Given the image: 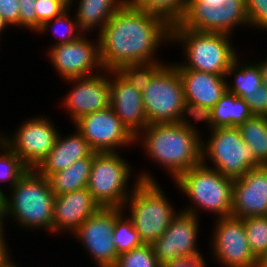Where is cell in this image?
<instances>
[{
  "mask_svg": "<svg viewBox=\"0 0 267 267\" xmlns=\"http://www.w3.org/2000/svg\"><path fill=\"white\" fill-rule=\"evenodd\" d=\"M171 24L128 1L98 32L100 60L105 71H131L162 65L153 58L162 42L171 41Z\"/></svg>",
  "mask_w": 267,
  "mask_h": 267,
  "instance_id": "1",
  "label": "cell"
},
{
  "mask_svg": "<svg viewBox=\"0 0 267 267\" xmlns=\"http://www.w3.org/2000/svg\"><path fill=\"white\" fill-rule=\"evenodd\" d=\"M190 123L186 120L149 124L135 137L142 141L144 151L153 162L162 164L175 180L184 171L202 163L201 135Z\"/></svg>",
  "mask_w": 267,
  "mask_h": 267,
  "instance_id": "2",
  "label": "cell"
},
{
  "mask_svg": "<svg viewBox=\"0 0 267 267\" xmlns=\"http://www.w3.org/2000/svg\"><path fill=\"white\" fill-rule=\"evenodd\" d=\"M140 81L148 124L186 121V106L181 77L175 65H159L131 70ZM186 116V117H184Z\"/></svg>",
  "mask_w": 267,
  "mask_h": 267,
  "instance_id": "3",
  "label": "cell"
},
{
  "mask_svg": "<svg viewBox=\"0 0 267 267\" xmlns=\"http://www.w3.org/2000/svg\"><path fill=\"white\" fill-rule=\"evenodd\" d=\"M11 189V198H3L5 217L12 215L27 229L41 227L52 232L55 194L48 179L36 169H29Z\"/></svg>",
  "mask_w": 267,
  "mask_h": 267,
  "instance_id": "4",
  "label": "cell"
},
{
  "mask_svg": "<svg viewBox=\"0 0 267 267\" xmlns=\"http://www.w3.org/2000/svg\"><path fill=\"white\" fill-rule=\"evenodd\" d=\"M136 178L134 189L122 209L125 211L129 207V218L140 239L144 244H152L168 229L177 214L149 172H142Z\"/></svg>",
  "mask_w": 267,
  "mask_h": 267,
  "instance_id": "5",
  "label": "cell"
},
{
  "mask_svg": "<svg viewBox=\"0 0 267 267\" xmlns=\"http://www.w3.org/2000/svg\"><path fill=\"white\" fill-rule=\"evenodd\" d=\"M231 34L195 31L184 28L179 22L171 26V40L183 43L184 64L177 69H193L226 76L230 65L238 57L229 39Z\"/></svg>",
  "mask_w": 267,
  "mask_h": 267,
  "instance_id": "6",
  "label": "cell"
},
{
  "mask_svg": "<svg viewBox=\"0 0 267 267\" xmlns=\"http://www.w3.org/2000/svg\"><path fill=\"white\" fill-rule=\"evenodd\" d=\"M175 181L194 205L182 211L198 216L196 211L201 208L216 213L218 218L232 216L234 179L201 163L184 171Z\"/></svg>",
  "mask_w": 267,
  "mask_h": 267,
  "instance_id": "7",
  "label": "cell"
},
{
  "mask_svg": "<svg viewBox=\"0 0 267 267\" xmlns=\"http://www.w3.org/2000/svg\"><path fill=\"white\" fill-rule=\"evenodd\" d=\"M131 168L117 152H95L87 189L101 208H120L131 195L127 191Z\"/></svg>",
  "mask_w": 267,
  "mask_h": 267,
  "instance_id": "8",
  "label": "cell"
},
{
  "mask_svg": "<svg viewBox=\"0 0 267 267\" xmlns=\"http://www.w3.org/2000/svg\"><path fill=\"white\" fill-rule=\"evenodd\" d=\"M211 130L212 135L206 144L202 141V164H205L208 158L214 165L207 166L208 168L218 170L225 177L234 180L260 166L237 127Z\"/></svg>",
  "mask_w": 267,
  "mask_h": 267,
  "instance_id": "9",
  "label": "cell"
},
{
  "mask_svg": "<svg viewBox=\"0 0 267 267\" xmlns=\"http://www.w3.org/2000/svg\"><path fill=\"white\" fill-rule=\"evenodd\" d=\"M179 23L184 28L202 32L230 34L234 27L249 25L245 0H228L218 7H209L201 0H187Z\"/></svg>",
  "mask_w": 267,
  "mask_h": 267,
  "instance_id": "10",
  "label": "cell"
},
{
  "mask_svg": "<svg viewBox=\"0 0 267 267\" xmlns=\"http://www.w3.org/2000/svg\"><path fill=\"white\" fill-rule=\"evenodd\" d=\"M110 85V106L129 132L136 137L149 124L143 106L139 78L132 71H105Z\"/></svg>",
  "mask_w": 267,
  "mask_h": 267,
  "instance_id": "11",
  "label": "cell"
},
{
  "mask_svg": "<svg viewBox=\"0 0 267 267\" xmlns=\"http://www.w3.org/2000/svg\"><path fill=\"white\" fill-rule=\"evenodd\" d=\"M9 138L1 137L12 151L30 168L36 169L55 145L58 132L47 117H36L22 123Z\"/></svg>",
  "mask_w": 267,
  "mask_h": 267,
  "instance_id": "12",
  "label": "cell"
},
{
  "mask_svg": "<svg viewBox=\"0 0 267 267\" xmlns=\"http://www.w3.org/2000/svg\"><path fill=\"white\" fill-rule=\"evenodd\" d=\"M74 125L95 152H117L136 142L111 106L80 117Z\"/></svg>",
  "mask_w": 267,
  "mask_h": 267,
  "instance_id": "13",
  "label": "cell"
},
{
  "mask_svg": "<svg viewBox=\"0 0 267 267\" xmlns=\"http://www.w3.org/2000/svg\"><path fill=\"white\" fill-rule=\"evenodd\" d=\"M217 219L211 243L215 259L225 267H261L248 244L243 219L233 216Z\"/></svg>",
  "mask_w": 267,
  "mask_h": 267,
  "instance_id": "14",
  "label": "cell"
},
{
  "mask_svg": "<svg viewBox=\"0 0 267 267\" xmlns=\"http://www.w3.org/2000/svg\"><path fill=\"white\" fill-rule=\"evenodd\" d=\"M198 220V216L194 214L184 211L177 213L168 229L151 244L156 260L160 264L202 256L196 246Z\"/></svg>",
  "mask_w": 267,
  "mask_h": 267,
  "instance_id": "15",
  "label": "cell"
},
{
  "mask_svg": "<svg viewBox=\"0 0 267 267\" xmlns=\"http://www.w3.org/2000/svg\"><path fill=\"white\" fill-rule=\"evenodd\" d=\"M84 35L72 42L53 45L49 50L48 57L62 79L91 76L97 74L92 72L95 69L97 71L103 70L100 60L99 38L94 43V41L87 40Z\"/></svg>",
  "mask_w": 267,
  "mask_h": 267,
  "instance_id": "16",
  "label": "cell"
},
{
  "mask_svg": "<svg viewBox=\"0 0 267 267\" xmlns=\"http://www.w3.org/2000/svg\"><path fill=\"white\" fill-rule=\"evenodd\" d=\"M115 208H100L72 234L88 250L98 267H113L118 259L112 242Z\"/></svg>",
  "mask_w": 267,
  "mask_h": 267,
  "instance_id": "17",
  "label": "cell"
},
{
  "mask_svg": "<svg viewBox=\"0 0 267 267\" xmlns=\"http://www.w3.org/2000/svg\"><path fill=\"white\" fill-rule=\"evenodd\" d=\"M190 116L201 121L227 92L225 76L193 69H177Z\"/></svg>",
  "mask_w": 267,
  "mask_h": 267,
  "instance_id": "18",
  "label": "cell"
},
{
  "mask_svg": "<svg viewBox=\"0 0 267 267\" xmlns=\"http://www.w3.org/2000/svg\"><path fill=\"white\" fill-rule=\"evenodd\" d=\"M99 72L95 75L66 79L75 86L67 94L63 105L73 123L80 117L110 106L109 77Z\"/></svg>",
  "mask_w": 267,
  "mask_h": 267,
  "instance_id": "19",
  "label": "cell"
},
{
  "mask_svg": "<svg viewBox=\"0 0 267 267\" xmlns=\"http://www.w3.org/2000/svg\"><path fill=\"white\" fill-rule=\"evenodd\" d=\"M231 215L244 219L267 216V168H252L233 183Z\"/></svg>",
  "mask_w": 267,
  "mask_h": 267,
  "instance_id": "20",
  "label": "cell"
},
{
  "mask_svg": "<svg viewBox=\"0 0 267 267\" xmlns=\"http://www.w3.org/2000/svg\"><path fill=\"white\" fill-rule=\"evenodd\" d=\"M100 208L87 188L56 195L53 207L52 233L57 234L66 230L74 234L80 225Z\"/></svg>",
  "mask_w": 267,
  "mask_h": 267,
  "instance_id": "21",
  "label": "cell"
},
{
  "mask_svg": "<svg viewBox=\"0 0 267 267\" xmlns=\"http://www.w3.org/2000/svg\"><path fill=\"white\" fill-rule=\"evenodd\" d=\"M93 152L94 150L78 131L71 136H64V138L59 133L54 147L36 170L48 178L50 175L66 169L75 161L89 157Z\"/></svg>",
  "mask_w": 267,
  "mask_h": 267,
  "instance_id": "22",
  "label": "cell"
},
{
  "mask_svg": "<svg viewBox=\"0 0 267 267\" xmlns=\"http://www.w3.org/2000/svg\"><path fill=\"white\" fill-rule=\"evenodd\" d=\"M252 116L243 98L227 91L201 121L207 122L211 129L238 127Z\"/></svg>",
  "mask_w": 267,
  "mask_h": 267,
  "instance_id": "23",
  "label": "cell"
},
{
  "mask_svg": "<svg viewBox=\"0 0 267 267\" xmlns=\"http://www.w3.org/2000/svg\"><path fill=\"white\" fill-rule=\"evenodd\" d=\"M128 0H80L75 19L82 32L86 33L97 26L101 31L111 17Z\"/></svg>",
  "mask_w": 267,
  "mask_h": 267,
  "instance_id": "24",
  "label": "cell"
},
{
  "mask_svg": "<svg viewBox=\"0 0 267 267\" xmlns=\"http://www.w3.org/2000/svg\"><path fill=\"white\" fill-rule=\"evenodd\" d=\"M93 157L94 152L47 178L55 196L87 188Z\"/></svg>",
  "mask_w": 267,
  "mask_h": 267,
  "instance_id": "25",
  "label": "cell"
},
{
  "mask_svg": "<svg viewBox=\"0 0 267 267\" xmlns=\"http://www.w3.org/2000/svg\"><path fill=\"white\" fill-rule=\"evenodd\" d=\"M253 157L260 164L267 163V116L253 115L237 127Z\"/></svg>",
  "mask_w": 267,
  "mask_h": 267,
  "instance_id": "26",
  "label": "cell"
},
{
  "mask_svg": "<svg viewBox=\"0 0 267 267\" xmlns=\"http://www.w3.org/2000/svg\"><path fill=\"white\" fill-rule=\"evenodd\" d=\"M232 74H235L234 83L231 86L227 83V91L241 98L247 94H253L263 84L258 65L252 63L239 66L238 57L230 65L225 77L228 78Z\"/></svg>",
  "mask_w": 267,
  "mask_h": 267,
  "instance_id": "27",
  "label": "cell"
},
{
  "mask_svg": "<svg viewBox=\"0 0 267 267\" xmlns=\"http://www.w3.org/2000/svg\"><path fill=\"white\" fill-rule=\"evenodd\" d=\"M123 212V209L115 208L112 242L116 247L118 255L144 245L139 233L133 226L132 220L128 216L125 219Z\"/></svg>",
  "mask_w": 267,
  "mask_h": 267,
  "instance_id": "28",
  "label": "cell"
},
{
  "mask_svg": "<svg viewBox=\"0 0 267 267\" xmlns=\"http://www.w3.org/2000/svg\"><path fill=\"white\" fill-rule=\"evenodd\" d=\"M135 8L160 15L171 25L178 23L186 10L187 0H128Z\"/></svg>",
  "mask_w": 267,
  "mask_h": 267,
  "instance_id": "29",
  "label": "cell"
},
{
  "mask_svg": "<svg viewBox=\"0 0 267 267\" xmlns=\"http://www.w3.org/2000/svg\"><path fill=\"white\" fill-rule=\"evenodd\" d=\"M243 222L250 249L262 262L267 257V216L246 217Z\"/></svg>",
  "mask_w": 267,
  "mask_h": 267,
  "instance_id": "30",
  "label": "cell"
},
{
  "mask_svg": "<svg viewBox=\"0 0 267 267\" xmlns=\"http://www.w3.org/2000/svg\"><path fill=\"white\" fill-rule=\"evenodd\" d=\"M0 148L3 149L0 152V182L8 181L11 189L30 168L1 140ZM0 192L5 195L3 190Z\"/></svg>",
  "mask_w": 267,
  "mask_h": 267,
  "instance_id": "31",
  "label": "cell"
},
{
  "mask_svg": "<svg viewBox=\"0 0 267 267\" xmlns=\"http://www.w3.org/2000/svg\"><path fill=\"white\" fill-rule=\"evenodd\" d=\"M69 9L70 7L67 10H65L62 14H60L59 16H56L52 20L44 22L41 25L40 29L37 31V33L47 32L49 31V28L51 29V25H53L52 28L54 30L52 32L54 33V35H56V37H59L60 39L55 45L65 44V43L72 42L78 39L84 33L80 29L77 20L74 19V21H72L70 19L71 17L68 15L70 14ZM60 26H61V29L65 27L63 31L62 30L60 31Z\"/></svg>",
  "mask_w": 267,
  "mask_h": 267,
  "instance_id": "32",
  "label": "cell"
},
{
  "mask_svg": "<svg viewBox=\"0 0 267 267\" xmlns=\"http://www.w3.org/2000/svg\"><path fill=\"white\" fill-rule=\"evenodd\" d=\"M113 267H161L156 260L151 244L132 249L118 256Z\"/></svg>",
  "mask_w": 267,
  "mask_h": 267,
  "instance_id": "33",
  "label": "cell"
},
{
  "mask_svg": "<svg viewBox=\"0 0 267 267\" xmlns=\"http://www.w3.org/2000/svg\"><path fill=\"white\" fill-rule=\"evenodd\" d=\"M69 7L61 0H37L36 15H37V31L41 25L56 16L62 14Z\"/></svg>",
  "mask_w": 267,
  "mask_h": 267,
  "instance_id": "34",
  "label": "cell"
},
{
  "mask_svg": "<svg viewBox=\"0 0 267 267\" xmlns=\"http://www.w3.org/2000/svg\"><path fill=\"white\" fill-rule=\"evenodd\" d=\"M249 26L267 30V0H245Z\"/></svg>",
  "mask_w": 267,
  "mask_h": 267,
  "instance_id": "35",
  "label": "cell"
},
{
  "mask_svg": "<svg viewBox=\"0 0 267 267\" xmlns=\"http://www.w3.org/2000/svg\"><path fill=\"white\" fill-rule=\"evenodd\" d=\"M243 100L248 104L250 112L256 116H267V86L262 84L253 94H247Z\"/></svg>",
  "mask_w": 267,
  "mask_h": 267,
  "instance_id": "36",
  "label": "cell"
},
{
  "mask_svg": "<svg viewBox=\"0 0 267 267\" xmlns=\"http://www.w3.org/2000/svg\"><path fill=\"white\" fill-rule=\"evenodd\" d=\"M20 3L19 26L37 32V15L36 1L37 0H18Z\"/></svg>",
  "mask_w": 267,
  "mask_h": 267,
  "instance_id": "37",
  "label": "cell"
},
{
  "mask_svg": "<svg viewBox=\"0 0 267 267\" xmlns=\"http://www.w3.org/2000/svg\"><path fill=\"white\" fill-rule=\"evenodd\" d=\"M20 3L18 0H0V15L8 26L19 27Z\"/></svg>",
  "mask_w": 267,
  "mask_h": 267,
  "instance_id": "38",
  "label": "cell"
},
{
  "mask_svg": "<svg viewBox=\"0 0 267 267\" xmlns=\"http://www.w3.org/2000/svg\"><path fill=\"white\" fill-rule=\"evenodd\" d=\"M161 267H206L203 256L192 259L184 258L161 264Z\"/></svg>",
  "mask_w": 267,
  "mask_h": 267,
  "instance_id": "39",
  "label": "cell"
},
{
  "mask_svg": "<svg viewBox=\"0 0 267 267\" xmlns=\"http://www.w3.org/2000/svg\"><path fill=\"white\" fill-rule=\"evenodd\" d=\"M5 241H0V267H7L10 261V254Z\"/></svg>",
  "mask_w": 267,
  "mask_h": 267,
  "instance_id": "40",
  "label": "cell"
},
{
  "mask_svg": "<svg viewBox=\"0 0 267 267\" xmlns=\"http://www.w3.org/2000/svg\"><path fill=\"white\" fill-rule=\"evenodd\" d=\"M259 62L257 65L261 71V77L263 80V84H265L267 86V59L263 62H261V61H259Z\"/></svg>",
  "mask_w": 267,
  "mask_h": 267,
  "instance_id": "41",
  "label": "cell"
},
{
  "mask_svg": "<svg viewBox=\"0 0 267 267\" xmlns=\"http://www.w3.org/2000/svg\"><path fill=\"white\" fill-rule=\"evenodd\" d=\"M201 1L204 2L205 4H208L209 7L213 8L223 5V3L228 0H201Z\"/></svg>",
  "mask_w": 267,
  "mask_h": 267,
  "instance_id": "42",
  "label": "cell"
},
{
  "mask_svg": "<svg viewBox=\"0 0 267 267\" xmlns=\"http://www.w3.org/2000/svg\"><path fill=\"white\" fill-rule=\"evenodd\" d=\"M5 217V214H4V209L3 208H0V241H5V238H4V229H3V218Z\"/></svg>",
  "mask_w": 267,
  "mask_h": 267,
  "instance_id": "43",
  "label": "cell"
},
{
  "mask_svg": "<svg viewBox=\"0 0 267 267\" xmlns=\"http://www.w3.org/2000/svg\"><path fill=\"white\" fill-rule=\"evenodd\" d=\"M8 24L6 23V21L3 19V17L0 15V34H3L1 33L3 31V29L6 28Z\"/></svg>",
  "mask_w": 267,
  "mask_h": 267,
  "instance_id": "44",
  "label": "cell"
},
{
  "mask_svg": "<svg viewBox=\"0 0 267 267\" xmlns=\"http://www.w3.org/2000/svg\"><path fill=\"white\" fill-rule=\"evenodd\" d=\"M61 1H63L68 7H70L73 3L72 1L74 0H61Z\"/></svg>",
  "mask_w": 267,
  "mask_h": 267,
  "instance_id": "45",
  "label": "cell"
},
{
  "mask_svg": "<svg viewBox=\"0 0 267 267\" xmlns=\"http://www.w3.org/2000/svg\"><path fill=\"white\" fill-rule=\"evenodd\" d=\"M3 198L4 195L0 192V208H3Z\"/></svg>",
  "mask_w": 267,
  "mask_h": 267,
  "instance_id": "46",
  "label": "cell"
},
{
  "mask_svg": "<svg viewBox=\"0 0 267 267\" xmlns=\"http://www.w3.org/2000/svg\"><path fill=\"white\" fill-rule=\"evenodd\" d=\"M261 267H267V257L261 262Z\"/></svg>",
  "mask_w": 267,
  "mask_h": 267,
  "instance_id": "47",
  "label": "cell"
},
{
  "mask_svg": "<svg viewBox=\"0 0 267 267\" xmlns=\"http://www.w3.org/2000/svg\"><path fill=\"white\" fill-rule=\"evenodd\" d=\"M7 267H18V266H16L15 263L11 262Z\"/></svg>",
  "mask_w": 267,
  "mask_h": 267,
  "instance_id": "48",
  "label": "cell"
}]
</instances>
